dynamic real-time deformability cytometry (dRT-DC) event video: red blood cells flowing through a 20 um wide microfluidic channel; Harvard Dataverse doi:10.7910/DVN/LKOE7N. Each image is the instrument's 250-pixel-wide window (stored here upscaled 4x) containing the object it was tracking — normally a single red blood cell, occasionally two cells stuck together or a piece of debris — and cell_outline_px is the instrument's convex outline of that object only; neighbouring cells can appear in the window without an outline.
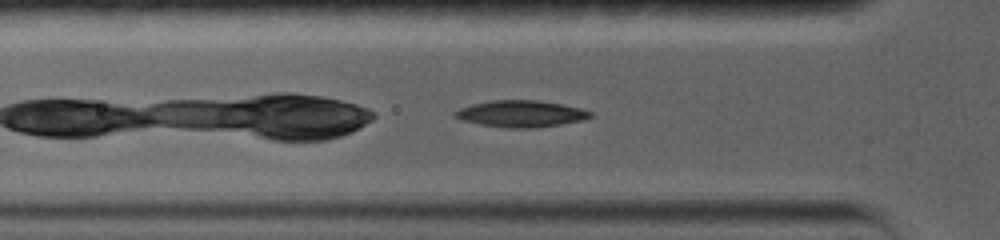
{"species": "common noctule bat (a hibernating species)", "species_latin": "Nyctalus noctula", "temperature_condition": "warm", "stored_images_in_passage": 9, "camera_frame_rate_fps": 5000, "um_per_image_px": 0.085, "animal": {"sex": "female", "body_mass_g": 19.0, "forearm_length_mm": 56.7}, "frame": {"image": 1, "passage_image": 4, "time_ms": 1.2, "image_size_px": [1000, 240], "cell_outline_px": [[592, 116], [584, 120], [560, 124], [532, 128], [508, 128], [480, 124], [464, 120], [452, 116], [452, 112], [460, 108], [472, 104], [488, 100], [540, 100], [580, 108], [592, 112]], "centroid_in_image_um": [44.26, 9.66], "position_along_channel_um": 81.5, "area_um2": 20.98}}
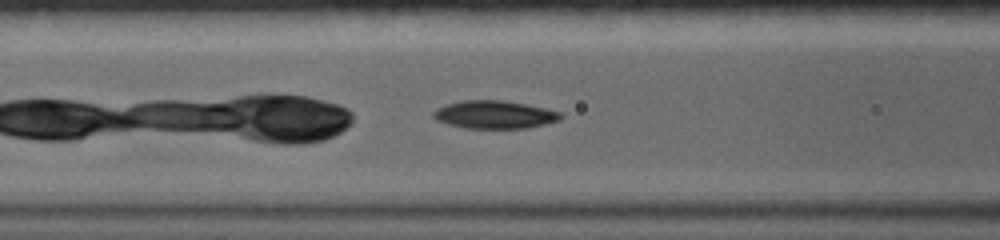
{"frame": {"image": 2, "passage_image": 6, "time_ms": 2.4, "image_size_px": [1000, 240], "cell_outline_px": [[564, 116], [560, 120], [528, 128], [464, 128], [448, 124], [436, 120], [432, 116], [432, 112], [436, 108], [444, 104], [460, 100], [500, 100], [528, 104], [560, 112]], "centroid_in_image_um": [42.0, 9.73], "position_along_channel_um": 124.6, "area_um2": 20.92}}
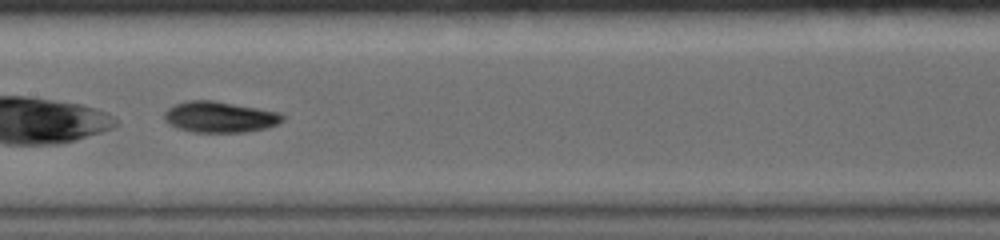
{"frame": {"image": 3, "passage_image": 8, "time_ms": 4.2, "image_size_px": [1000, 240], "cell_outline_px": [[284, 120], [280, 124], [268, 128], [244, 132], [192, 132], [168, 124], [164, 120], [164, 112], [172, 104], [184, 100], [212, 100], [280, 112], [284, 116]], "centroid_in_image_um": [18.68, 9.94], "position_along_channel_um": 188.7, "area_um2": 21.62}}